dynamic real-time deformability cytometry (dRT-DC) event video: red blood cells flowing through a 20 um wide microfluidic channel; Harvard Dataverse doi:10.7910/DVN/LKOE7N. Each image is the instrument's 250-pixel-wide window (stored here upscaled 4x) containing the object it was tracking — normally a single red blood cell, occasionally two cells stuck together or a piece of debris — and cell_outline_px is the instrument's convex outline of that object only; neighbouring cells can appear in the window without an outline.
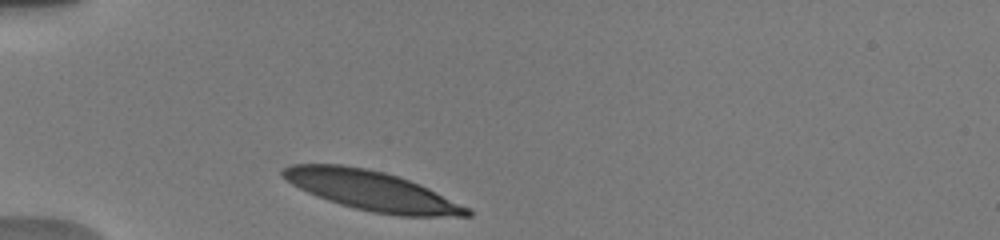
{"species": "human", "species_latin": "Homo sapiens", "temperature_condition": "warm", "stored_images_in_passage": 37, "camera_frame_rate_fps": 3000, "um_per_image_px": 0.085, "donor": {"sex": "male"}, "frame": {"image": 1, "passage_image": 1, "time_ms": 0.0, "image_size_px": [1000, 240], "cell_outline_px": [[472, 216], [400, 216], [372, 212], [340, 204], [316, 196], [292, 184], [280, 176], [280, 172], [284, 168], [292, 164], [340, 164], [364, 168], [384, 172], [400, 176], [420, 184], [472, 208]], "centroid_in_image_um": [31.64, 16.21], "position_along_channel_um": 53.4, "area_um2": 42.48}}
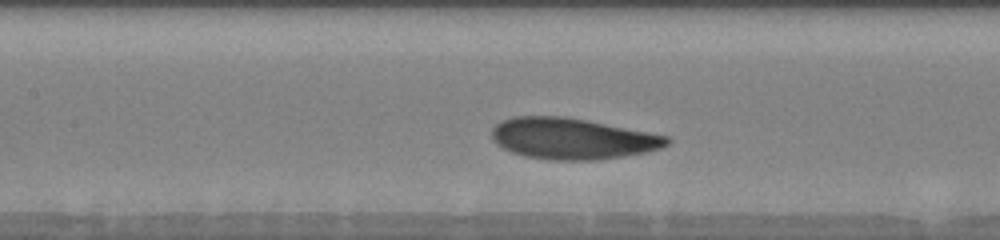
{"frame": {"image": 2, "passage_image": 16, "time_ms": 3.333, "image_size_px": [1000, 240], "cell_outline_px": [[672, 140], [668, 144], [660, 148], [648, 152], [624, 156], [596, 160], [548, 160], [524, 156], [512, 152], [496, 144], [492, 140], [492, 128], [500, 120], [512, 116], [564, 116], [648, 132], [668, 136]], "centroid_in_image_um": [48.61, 11.78], "position_along_channel_um": 158.8, "area_um2": 42.08}}
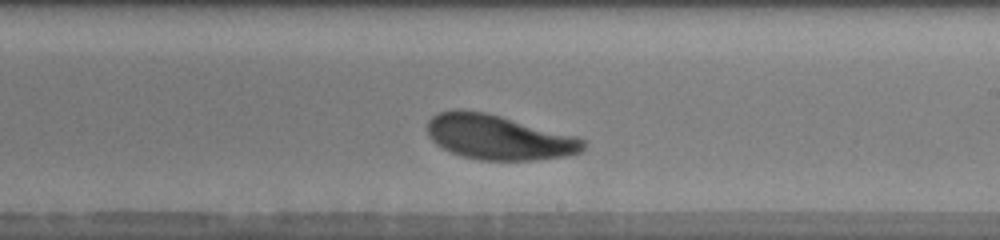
{"frame": {"image": 3, "passage_image": 23, "time_ms": 5.667, "image_size_px": [1000, 240], "cell_outline_px": [[584, 148], [580, 152], [564, 156], [536, 160], [480, 160], [460, 156], [436, 144], [428, 136], [428, 120], [432, 116], [440, 112], [456, 108], [460, 108], [484, 112], [500, 116], [576, 136], [584, 140]], "centroid_in_image_um": [42.34, 11.66], "position_along_channel_um": 246.7, "area_um2": 40.52}, "authors_computed_cell_mechanics": {"area_um2": 41.7316, "velocity_mm_per_s": 3.7842, "shape_relaxation_time_tau1_ms": 2.3679, "shape_relaxation_time_tau2_ms": 2.6441, "deformation_change_tau1": 0.1473, "deformation_change_tau2": 0.1093}}